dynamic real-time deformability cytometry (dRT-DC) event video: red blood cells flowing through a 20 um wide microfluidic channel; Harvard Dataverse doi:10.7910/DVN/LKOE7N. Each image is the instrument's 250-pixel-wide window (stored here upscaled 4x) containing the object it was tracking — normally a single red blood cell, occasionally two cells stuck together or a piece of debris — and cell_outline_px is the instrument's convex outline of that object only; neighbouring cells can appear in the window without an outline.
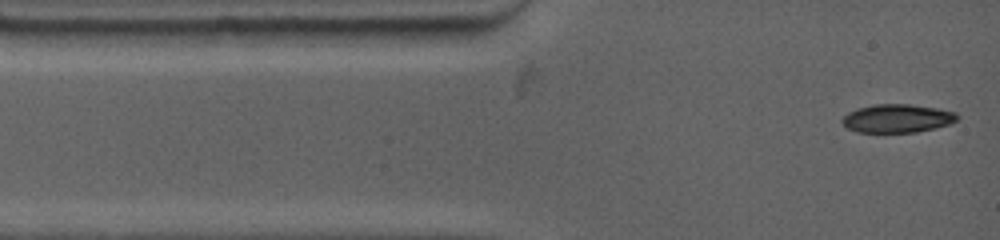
{"species": "common noctule bat (a hibernating species)", "species_latin": "Nyctalus noctula", "temperature_condition": "warm", "stored_images_in_passage": 4, "segment_of_instrument_passage": [2, 2], "camera_frame_rate_fps": 4500, "um_per_image_px": 0.085, "animal": {"sex": "female", "body_mass_g": 19.0, "forearm_length_mm": 53.3}, "frame": {"image": 1, "passage_image": 4, "time_ms": 1.556, "image_size_px": [1000, 240], "cell_outline_px": [[960, 116], [956, 120], [948, 124], [936, 128], [916, 132], [856, 132], [848, 128], [840, 120], [848, 112], [856, 108], [876, 104], [908, 104], [936, 108], [956, 112]], "centroid_in_image_um": [76.26, 10.06], "position_along_channel_um": 8.7, "area_um2": 19.02}}